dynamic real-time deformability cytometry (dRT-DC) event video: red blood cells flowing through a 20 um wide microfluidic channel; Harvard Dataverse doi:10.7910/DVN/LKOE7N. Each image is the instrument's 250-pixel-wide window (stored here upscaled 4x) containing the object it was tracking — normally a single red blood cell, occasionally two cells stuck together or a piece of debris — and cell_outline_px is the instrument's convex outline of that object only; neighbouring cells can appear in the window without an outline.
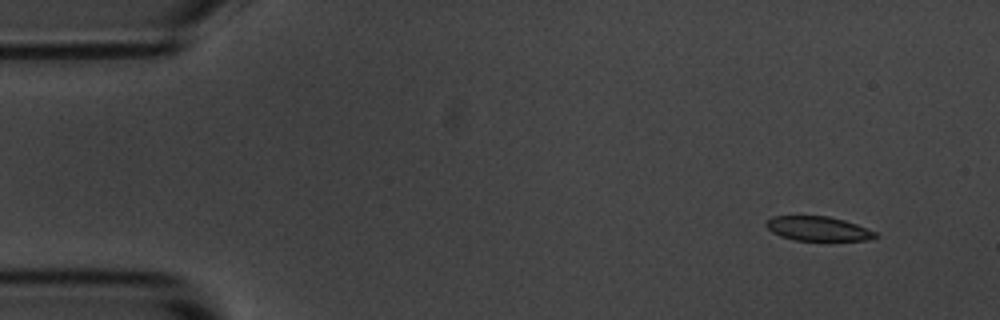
{"species": "common noctule bat (a hibernating species)", "species_latin": "Nyctalus noctula", "temperature_condition": "room temperature", "stored_images_in_passage": 5, "segment_of_instrument_passage": [1, 2], "camera_frame_rate_fps": 3000, "um_per_image_px": 0.085, "animal": {"sex": "male", "body_mass_g": 20.1, "forearm_length_mm": 53.5}, "frame": {"image": 1, "passage_image": 1, "time_ms": 0.0, "image_size_px": [1000, 320], "cell_outline_px": [[880, 236], [868, 240], [796, 240], [780, 236], [772, 232], [764, 224], [772, 216], [828, 216], [844, 220], [856, 224], [876, 232]], "centroid_in_image_um": [69.54, 19.43], "position_along_channel_um": 15.5, "area_um2": 15.43}}
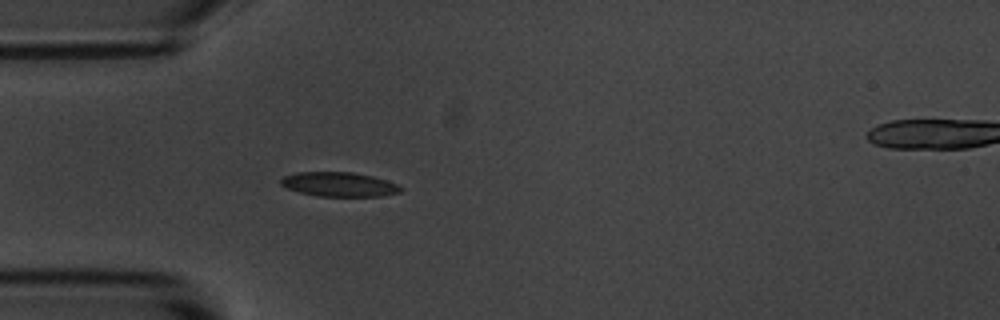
{"frame": {"image": 2, "passage_image": 4, "time_ms": 3.667, "image_size_px": [1000, 320], "cell_outline_px": [[404, 188], [400, 192], [380, 196], [316, 196], [300, 192], [288, 188], [280, 184], [280, 180], [284, 176], [296, 172], [352, 172], [372, 176], [396, 184]], "centroid_in_image_um": [28.8, 15.67], "position_along_channel_um": 56.2, "area_um2": 16.88}}